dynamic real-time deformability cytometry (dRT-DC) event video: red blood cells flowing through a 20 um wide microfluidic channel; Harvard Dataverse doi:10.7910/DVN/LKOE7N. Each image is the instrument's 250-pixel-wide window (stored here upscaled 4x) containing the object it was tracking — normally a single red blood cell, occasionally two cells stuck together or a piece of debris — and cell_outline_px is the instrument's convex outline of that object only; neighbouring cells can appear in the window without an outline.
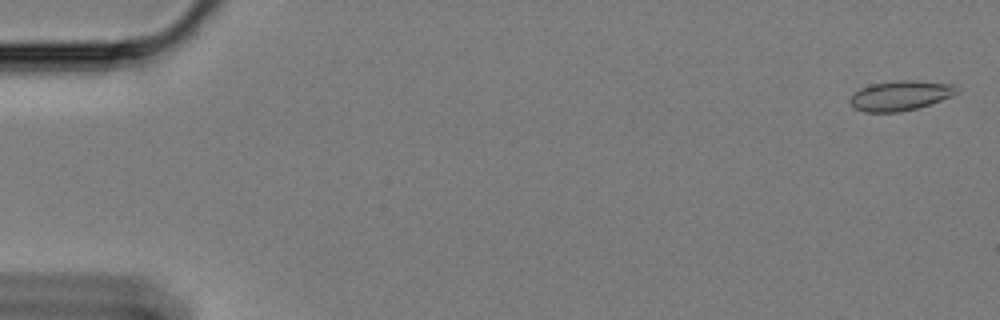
{"species": "Egyptian fruit bat (a non-hibernating species)", "species_latin": "Rousettus aegyptiacus", "temperature_condition": "cold", "stored_images_in_passage": 17, "camera_frame_rate_fps": 3000, "um_per_image_px": 0.085, "animal": {"sex": "female"}, "frame": {"image": 1, "passage_image": 2, "time_ms": 0.333, "image_size_px": [1000, 320], "cell_outline_px": [[956, 92], [952, 96], [916, 108], [900, 112], [864, 112], [856, 108], [848, 100], [860, 88], [872, 84], [900, 80], [908, 80], [952, 84], [956, 88]], "centroid_in_image_um": [76.49, 8.13], "position_along_channel_um": 8.5, "area_um2": 18.09}}
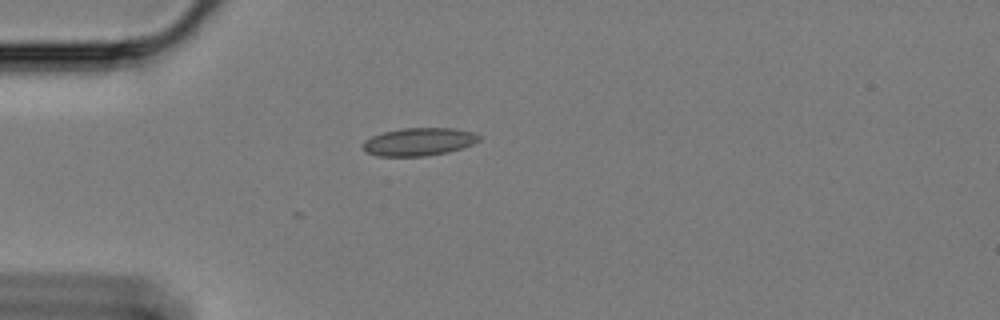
{"frame": {"image": 2, "passage_image": 17, "time_ms": 5.333, "image_size_px": [1000, 320], "cell_outline_px": [[480, 140], [472, 144], [448, 152], [424, 156], [380, 156], [368, 152], [364, 148], [364, 140], [372, 136], [384, 132], [400, 128], [452, 128], [472, 132], [480, 136]], "centroid_in_image_um": [35.61, 12.04], "position_along_channel_um": 49.4, "area_um2": 18.61}}